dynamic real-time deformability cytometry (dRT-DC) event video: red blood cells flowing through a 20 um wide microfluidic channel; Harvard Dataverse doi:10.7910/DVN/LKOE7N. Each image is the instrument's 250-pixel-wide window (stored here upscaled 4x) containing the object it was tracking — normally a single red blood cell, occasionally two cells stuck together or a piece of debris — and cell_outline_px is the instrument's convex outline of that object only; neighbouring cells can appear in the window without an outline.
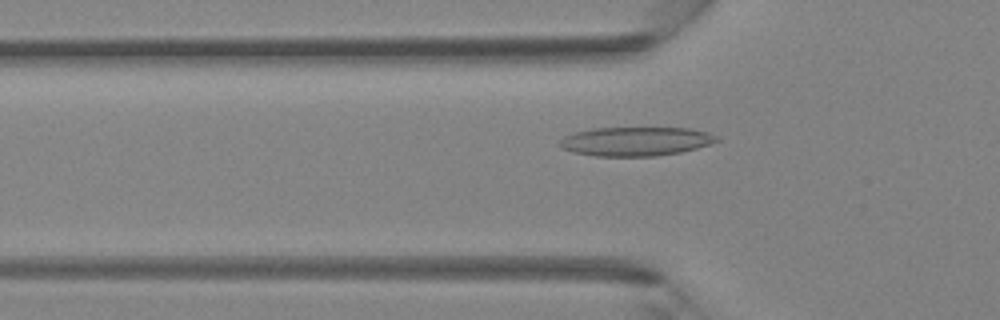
{"species": "Egyptian fruit bat (a non-hibernating species)", "species_latin": "Rousettus aegyptiacus", "temperature_condition": "room temperature", "stored_images_in_passage": 46, "camera_frame_rate_fps": 3000, "um_per_image_px": 0.085, "animal": {"sex": "female"}, "frame": {"image": 1, "passage_image": 15, "time_ms": 4.667, "image_size_px": [1000, 320], "cell_outline_px": [[720, 140], [696, 148], [680, 152], [656, 156], [596, 156], [572, 152], [560, 148], [560, 140], [564, 136], [576, 132], [592, 128], [692, 128], [708, 132], [720, 136]], "centroid_in_image_um": [54.05, 12.01], "position_along_channel_um": 71.8, "area_um2": 26.59}}
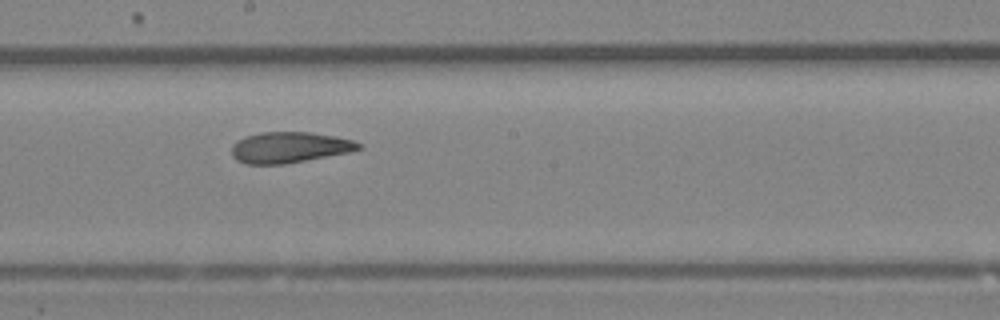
{"frame": {"image": 2, "passage_image": 25, "time_ms": 8.0, "image_size_px": [1000, 320], "cell_outline_px": [[364, 148], [348, 152], [284, 164], [244, 164], [236, 160], [232, 156], [232, 144], [236, 140], [244, 136], [260, 132], [308, 132], [336, 136], [352, 140], [360, 144]], "centroid_in_image_um": [24.55, 12.52], "position_along_channel_um": 223.6, "area_um2": 22.89}}
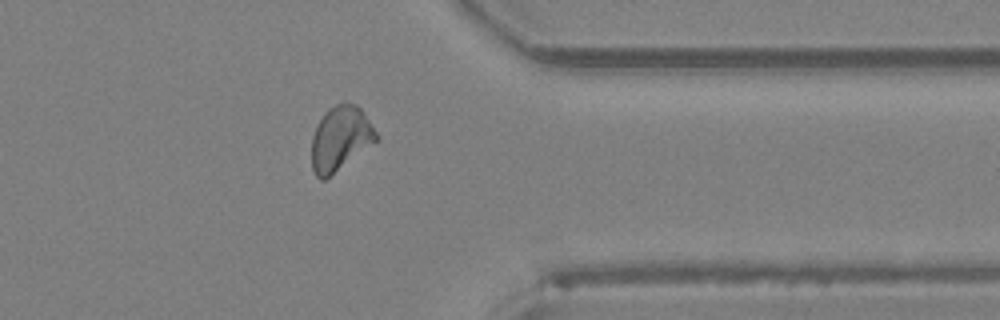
{"frame": {"image": 3, "passage_image": 36, "time_ms": 11.667, "image_size_px": [1000, 320], "cell_outline_px": [[380, 136], [376, 140], [324, 180], [320, 180], [316, 176], [312, 168], [312, 136], [324, 112], [328, 108], [336, 104], [356, 104], [360, 108]], "centroid_in_image_um": [28.91, 11.76], "position_along_channel_um": 382.5, "area_um2": 23.64}}